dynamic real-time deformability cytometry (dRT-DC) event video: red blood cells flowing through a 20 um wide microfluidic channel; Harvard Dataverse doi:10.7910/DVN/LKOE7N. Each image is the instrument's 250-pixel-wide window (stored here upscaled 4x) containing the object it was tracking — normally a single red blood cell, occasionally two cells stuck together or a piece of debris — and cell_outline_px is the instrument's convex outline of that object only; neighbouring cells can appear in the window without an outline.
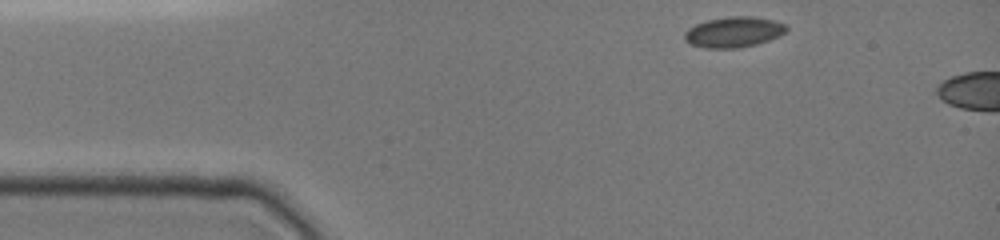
{"species": "common noctule bat (a hibernating species)", "species_latin": "Nyctalus noctula", "temperature_condition": "cold", "stored_images_in_passage": 2, "camera_frame_rate_fps": 3000, "um_per_image_px": 0.085, "animal": {"sex": "female", "body_mass_g": 19.0, "forearm_length_mm": 51.5}, "frame": {"image": 1, "passage_image": 1, "time_ms": 0.0, "image_size_px": [1000, 240], "cell_outline_px": [[788, 28], [780, 36], [756, 44], [736, 48], [704, 48], [692, 44], [684, 40], [684, 32], [688, 28], [696, 24], [708, 20], [728, 16], [752, 16], [772, 20], [784, 24]], "centroid_in_image_um": [62.34, 2.72], "position_along_channel_um": 22.7, "area_um2": 18.03}}